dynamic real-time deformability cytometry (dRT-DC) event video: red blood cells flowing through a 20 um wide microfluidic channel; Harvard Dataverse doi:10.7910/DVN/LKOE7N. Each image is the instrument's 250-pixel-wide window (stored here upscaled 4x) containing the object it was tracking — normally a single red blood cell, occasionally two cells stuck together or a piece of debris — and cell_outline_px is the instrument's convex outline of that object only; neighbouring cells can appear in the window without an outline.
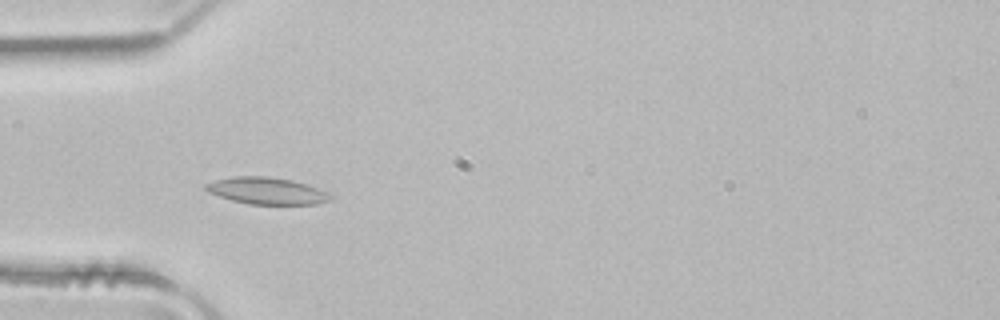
{"species": "common noctule bat (a hibernating species)", "species_latin": "Nyctalus noctula", "temperature_condition": "room temperature", "stored_images_in_passage": 23, "camera_frame_rate_fps": 3000, "um_per_image_px": 0.085, "animal": {"sex": "male", "body_mass_g": 21.5, "forearm_length_mm": 52.0}, "frame": {"image": 1, "passage_image": 5, "time_ms": 1.333, "image_size_px": [1000, 320], "cell_outline_px": [[332, 200], [316, 204], [248, 204], [232, 200], [208, 192], [204, 188], [204, 184], [216, 180], [236, 176], [268, 176], [292, 180], [316, 188], [332, 196]], "centroid_in_image_um": [22.64, 16.22], "position_along_channel_um": 62.4, "area_um2": 19.25}}
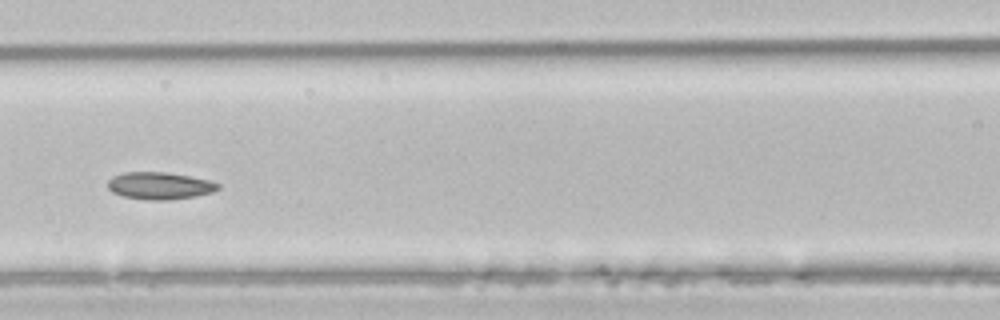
{"frame": {"image": 2, "passage_image": 12, "time_ms": 3.667, "image_size_px": [1000, 320], "cell_outline_px": [[220, 188], [212, 192], [192, 196], [168, 200], [152, 200], [124, 196], [112, 192], [108, 188], [108, 180], [112, 176], [124, 172], [168, 172], [208, 180], [220, 184]], "centroid_in_image_um": [13.55, 15.77], "position_along_channel_um": 153.1, "area_um2": 17.28}}
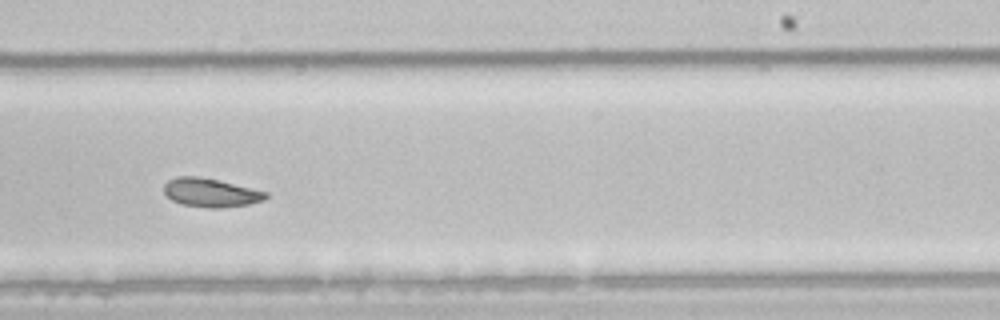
{"frame": {"image": 3, "passage_image": 21, "time_ms": 6.667, "image_size_px": [1000, 320], "cell_outline_px": [[268, 196], [264, 200], [248, 204], [220, 208], [208, 208], [180, 204], [172, 200], [164, 192], [164, 184], [168, 180], [176, 176], [196, 176], [216, 180], [268, 192]], "centroid_in_image_um": [17.88, 16.38], "position_along_channel_um": 271.1, "area_um2": 16.88}}